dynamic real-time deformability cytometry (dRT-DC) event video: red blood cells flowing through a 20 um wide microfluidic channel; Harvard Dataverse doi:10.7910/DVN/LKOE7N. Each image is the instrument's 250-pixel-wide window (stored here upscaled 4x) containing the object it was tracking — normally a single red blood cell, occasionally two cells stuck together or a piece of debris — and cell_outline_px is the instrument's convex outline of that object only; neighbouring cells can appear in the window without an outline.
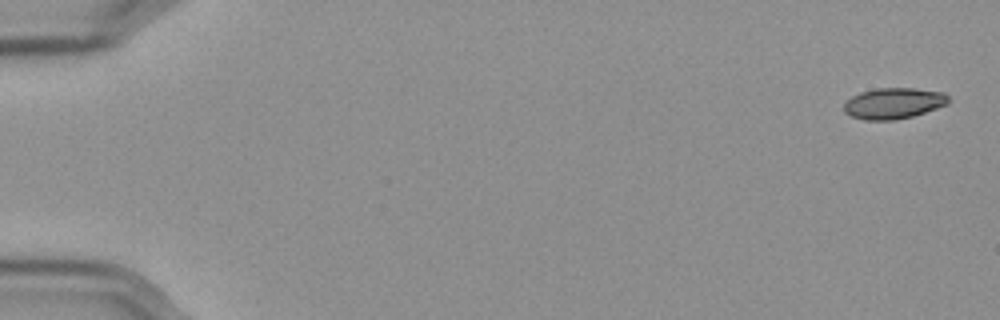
{"species": "Egyptian fruit bat (a non-hibernating species)", "species_latin": "Rousettus aegyptiacus", "temperature_condition": "cold", "stored_images_in_passage": 57, "camera_frame_rate_fps": 3000, "um_per_image_px": 0.085, "frame": {"image": 1, "passage_image": 1, "time_ms": 0.0, "image_size_px": [1000, 320], "cell_outline_px": [[948, 104], [912, 116], [896, 120], [864, 120], [852, 116], [844, 112], [844, 104], [852, 96], [860, 92], [876, 88], [912, 88], [944, 92], [948, 96]], "centroid_in_image_um": [75.94, 8.78], "position_along_channel_um": 9.1, "area_um2": 18.79}}
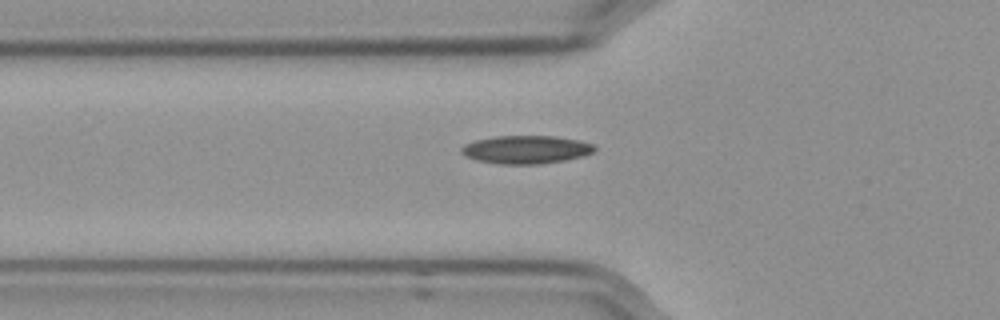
{"frame": {"image": 2, "passage_image": 20, "time_ms": 6.333, "image_size_px": [1000, 320], "cell_outline_px": [[596, 148], [592, 152], [584, 156], [564, 160], [540, 164], [500, 164], [476, 160], [460, 152], [460, 148], [464, 144], [476, 140], [496, 136], [556, 136], [580, 140], [592, 144]], "centroid_in_image_um": [44.71, 12.71], "position_along_channel_um": 81.1, "area_um2": 21.79}}
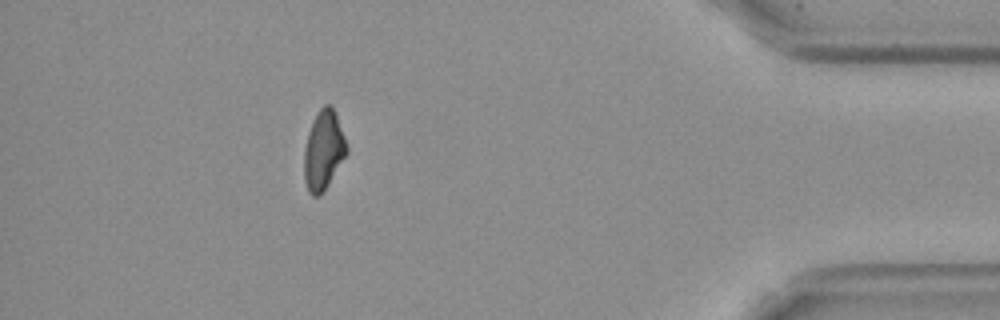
{"frame": {"image": 3, "passage_image": 51, "time_ms": 16.667, "image_size_px": [1000, 320], "cell_outline_px": [[348, 152], [328, 184], [320, 196], [312, 196], [308, 192], [304, 180], [304, 148], [308, 132], [320, 108], [324, 104], [328, 104], [336, 112], [348, 148]], "centroid_in_image_um": [27.49, 12.79], "position_along_channel_um": 407.7, "area_um2": 19.54}, "authors_computed_cell_mechanics": {"area_um2": 19.8254, "velocity_mm_per_s": 3.5816, "shape_relaxation_time_tau1_ms": 8.5098, "shape_relaxation_time_tau2_ms": null, "deformation_change_tau1": 0.1694, "deformation_change_tau2": null}}